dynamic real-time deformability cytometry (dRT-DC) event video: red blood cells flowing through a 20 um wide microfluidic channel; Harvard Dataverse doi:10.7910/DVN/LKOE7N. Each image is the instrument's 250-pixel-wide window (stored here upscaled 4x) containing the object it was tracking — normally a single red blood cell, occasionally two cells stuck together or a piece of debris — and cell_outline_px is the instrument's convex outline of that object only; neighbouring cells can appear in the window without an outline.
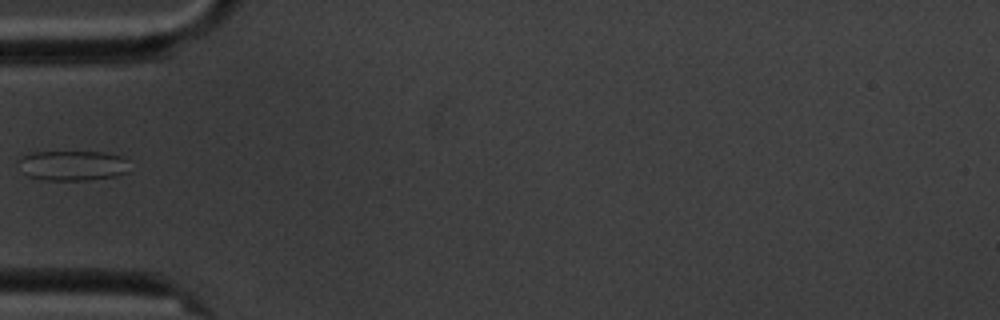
{"species": "common noctule bat (a hibernating species)", "species_latin": "Nyctalus noctula", "temperature_condition": "cold", "stored_images_in_passage": 3, "camera_frame_rate_fps": 3000, "um_per_image_px": 0.085, "animal": {"sex": "male", "body_mass_g": 20.1, "forearm_length_mm": 53.5}, "frame": {"image": 1, "passage_image": 2, "time_ms": 1.333, "image_size_px": [1000, 320], "cell_outline_px": [[128, 172], [116, 176], [88, 180], [44, 180], [28, 176], [24, 172], [16, 160], [32, 152], [104, 152], [124, 156], [128, 160]], "centroid_in_image_um": [6.21, 14.07], "position_along_channel_um": 78.8, "area_um2": 19.59}}
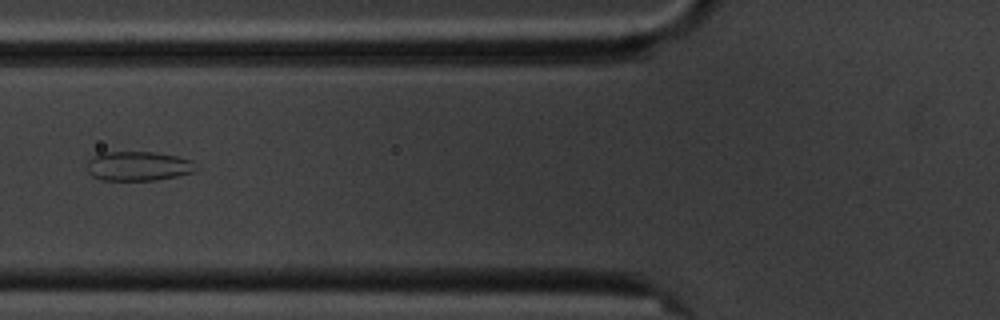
{"frame": {"image": 2, "passage_image": 3, "time_ms": 2.333, "image_size_px": [1000, 320], "cell_outline_px": [[200, 168], [196, 172], [156, 180], [100, 180], [92, 176], [88, 172], [88, 160], [96, 152], [156, 152], [176, 156], [192, 160]], "centroid_in_image_um": [11.77, 14.11], "position_along_channel_um": 114.0, "area_um2": 19.02}}